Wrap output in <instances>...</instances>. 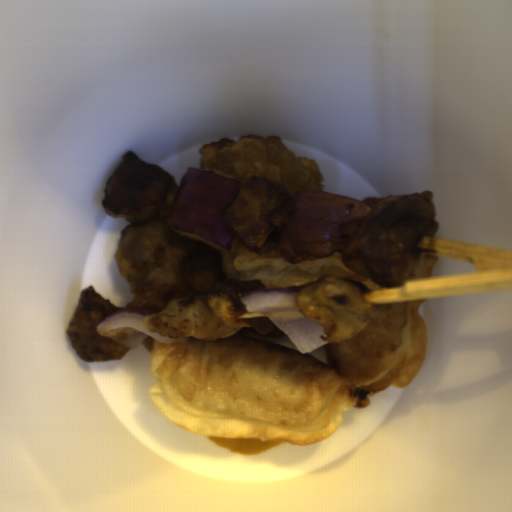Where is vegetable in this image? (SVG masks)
Returning <instances> with one entry per match:
<instances>
[{
	"instance_id": "vegetable-3",
	"label": "vegetable",
	"mask_w": 512,
	"mask_h": 512,
	"mask_svg": "<svg viewBox=\"0 0 512 512\" xmlns=\"http://www.w3.org/2000/svg\"><path fill=\"white\" fill-rule=\"evenodd\" d=\"M302 287L265 288L241 294L239 300L246 311L268 318L285 332L299 352L309 354L328 344L322 339L324 327L305 318L296 300Z\"/></svg>"
},
{
	"instance_id": "vegetable-1",
	"label": "vegetable",
	"mask_w": 512,
	"mask_h": 512,
	"mask_svg": "<svg viewBox=\"0 0 512 512\" xmlns=\"http://www.w3.org/2000/svg\"><path fill=\"white\" fill-rule=\"evenodd\" d=\"M245 184L216 169L187 167L165 222L190 240L234 254L240 240L223 216Z\"/></svg>"
},
{
	"instance_id": "vegetable-4",
	"label": "vegetable",
	"mask_w": 512,
	"mask_h": 512,
	"mask_svg": "<svg viewBox=\"0 0 512 512\" xmlns=\"http://www.w3.org/2000/svg\"><path fill=\"white\" fill-rule=\"evenodd\" d=\"M155 313L143 309H124L117 310L105 317L98 325L95 331L99 336L110 338L122 346L132 350L151 337L164 344L182 343L187 346L191 339H171L161 336L157 331H148L142 324L144 316H151Z\"/></svg>"
},
{
	"instance_id": "vegetable-2",
	"label": "vegetable",
	"mask_w": 512,
	"mask_h": 512,
	"mask_svg": "<svg viewBox=\"0 0 512 512\" xmlns=\"http://www.w3.org/2000/svg\"><path fill=\"white\" fill-rule=\"evenodd\" d=\"M367 202L324 191L293 195L279 248L288 262L301 263L342 252L347 244L341 226L368 215Z\"/></svg>"
}]
</instances>
